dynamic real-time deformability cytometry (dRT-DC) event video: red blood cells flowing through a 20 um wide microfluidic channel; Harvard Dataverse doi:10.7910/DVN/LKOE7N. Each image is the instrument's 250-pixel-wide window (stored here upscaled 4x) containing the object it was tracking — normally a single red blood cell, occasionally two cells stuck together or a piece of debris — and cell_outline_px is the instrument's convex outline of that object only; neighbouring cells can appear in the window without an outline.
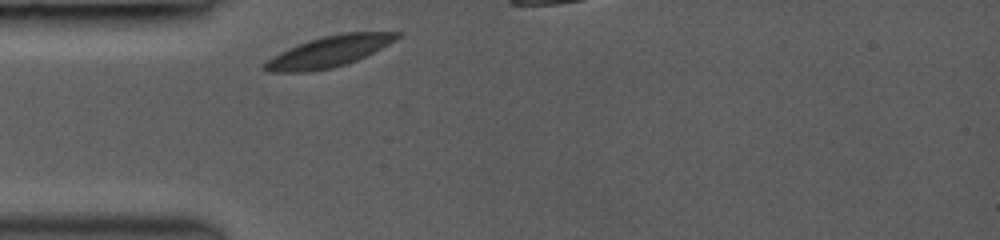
{"species": "common noctule bat (a hibernating species)", "species_latin": "Nyctalus noctula", "temperature_condition": "room temperature", "stored_images_in_passage": 1, "camera_frame_rate_fps": 3000, "um_per_image_px": 0.085, "animal": {"sex": "female", "body_mass_g": 19.0, "forearm_length_mm": 53.3}, "frame": {"image": 1, "passage_image": 1, "time_ms": 0.0, "image_size_px": [1000, 240], "cell_outline_px": [[404, 32], [396, 40], [356, 60], [332, 68], [312, 72], [264, 72], [260, 68], [264, 60], [288, 48], [308, 40], [324, 36], [344, 32]], "centroid_in_image_um": [27.87, 4.4], "position_along_channel_um": 57.1, "area_um2": 23.99}}